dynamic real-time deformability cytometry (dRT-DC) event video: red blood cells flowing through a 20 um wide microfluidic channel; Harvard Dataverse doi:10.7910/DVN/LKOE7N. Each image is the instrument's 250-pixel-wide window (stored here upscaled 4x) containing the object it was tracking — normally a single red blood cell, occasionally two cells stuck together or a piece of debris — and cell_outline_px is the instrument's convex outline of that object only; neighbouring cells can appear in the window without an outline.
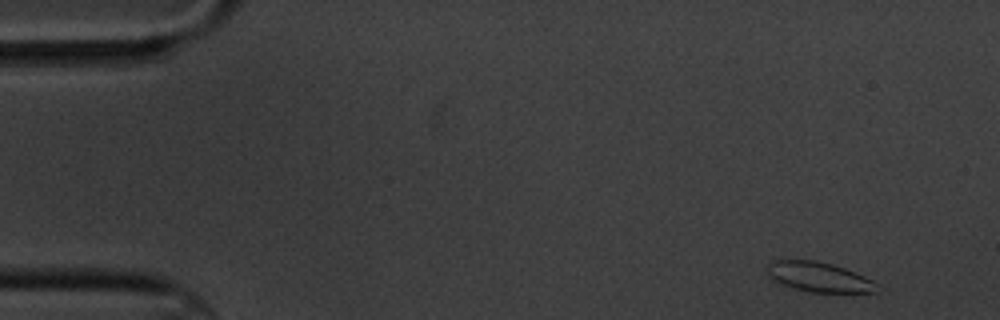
{"species": "common noctule bat (a hibernating species)", "species_latin": "Nyctalus noctula", "temperature_condition": "cold", "stored_images_in_passage": 7, "camera_frame_rate_fps": 3000, "um_per_image_px": 0.085, "animal": {"sex": "male", "body_mass_g": 20.1, "forearm_length_mm": 53.5}, "frame": {"image": 1, "passage_image": 1, "time_ms": 0.0, "image_size_px": [1000, 320], "cell_outline_px": [[884, 288], [876, 292], [808, 292], [780, 284], [772, 280], [764, 272], [768, 264], [772, 260], [816, 260], [832, 264], [856, 272], [872, 280]], "centroid_in_image_um": [69.6, 23.55], "position_along_channel_um": 15.4, "area_um2": 19.48}}
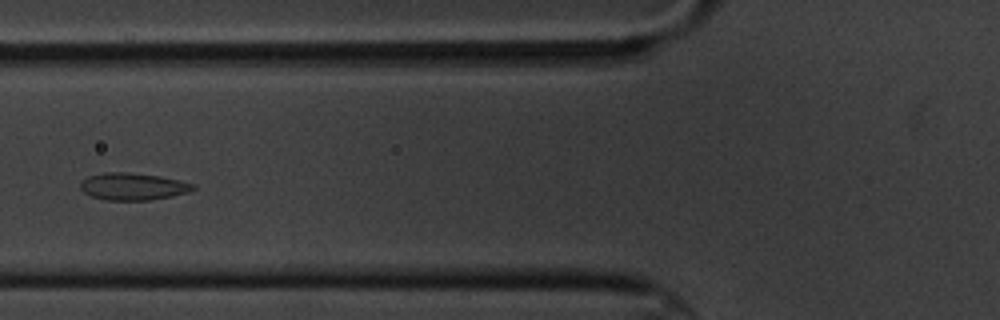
{"frame": {"image": 2, "passage_image": 6, "time_ms": 6.0, "image_size_px": [1000, 320], "cell_outline_px": [[196, 188], [188, 192], [172, 196], [148, 200], [108, 200], [92, 196], [84, 192], [80, 188], [80, 184], [88, 176], [104, 172], [128, 172], [160, 176], [180, 180], [196, 184]], "centroid_in_image_um": [11.33, 15.84], "position_along_channel_um": 114.5, "area_um2": 17.8}}
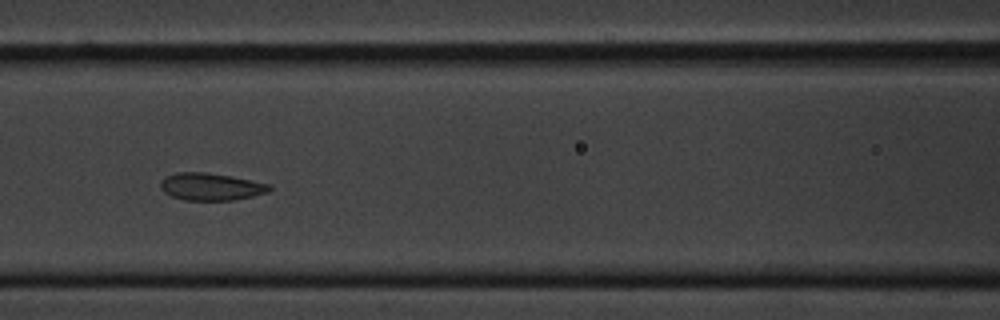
{"frame": {"image": 3, "passage_image": 7, "time_ms": 7.0, "image_size_px": [1000, 320], "cell_outline_px": [[272, 188], [268, 192], [252, 196], [232, 200], [184, 200], [172, 196], [164, 192], [160, 188], [160, 180], [164, 176], [176, 172], [204, 172], [228, 176], [272, 184]], "centroid_in_image_um": [17.89, 15.86], "position_along_channel_um": 148.7, "area_um2": 17.34}}